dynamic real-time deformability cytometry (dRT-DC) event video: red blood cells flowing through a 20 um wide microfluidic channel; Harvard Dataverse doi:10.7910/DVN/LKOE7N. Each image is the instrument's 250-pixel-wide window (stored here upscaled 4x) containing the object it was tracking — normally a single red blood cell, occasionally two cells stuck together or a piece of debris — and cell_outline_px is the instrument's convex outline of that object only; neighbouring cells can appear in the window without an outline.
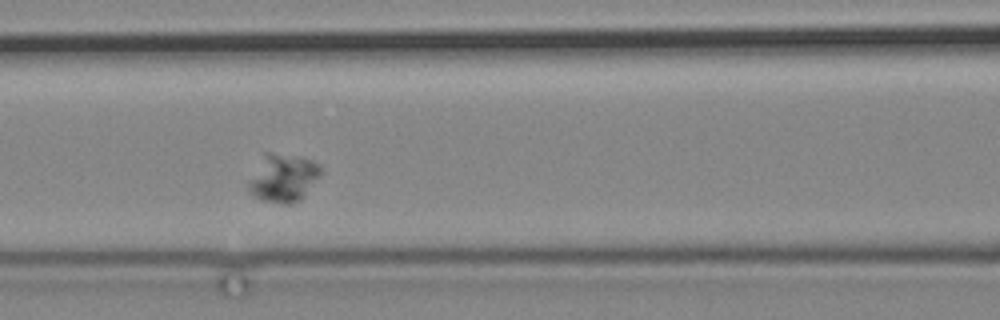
{"species": "common noctule bat (a hibernating species)", "species_latin": "Nyctalus noctula", "temperature_condition": "cold", "stored_images_in_passage": 9, "segment_of_instrument_passage": [1, 2], "camera_frame_rate_fps": 3000, "um_per_image_px": 0.085, "animal": {"sex": "male", "body_mass_g": 19.2, "forearm_length_mm": 51.8}, "frame": {"image": 1, "passage_image": 6, "time_ms": 5.667, "image_size_px": [1000, 320], "cell_outline_px": [[320, 176], [304, 196], [300, 200], [292, 204], [280, 204], [260, 200], [248, 188], [248, 184], [264, 152], [272, 152], [300, 156], [312, 160], [320, 164]], "centroid_in_image_um": [24.1, 15.12], "position_along_channel_um": 142.5, "area_um2": 20.17}}
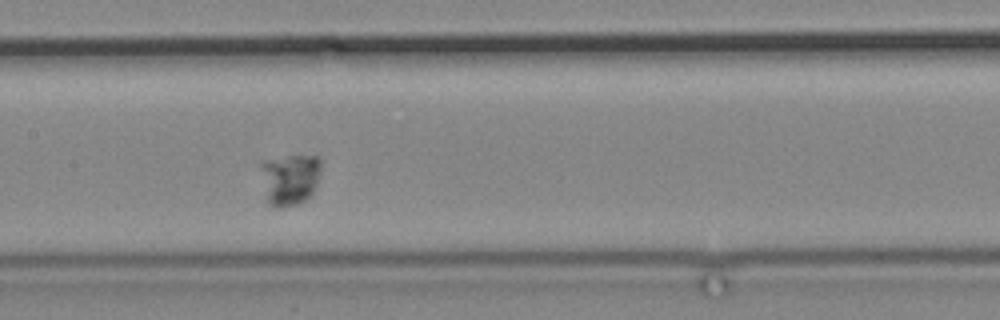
{"frame": {"image": 2, "passage_image": 7, "time_ms": 7.0, "image_size_px": [1000, 320], "cell_outline_px": [[320, 168], [316, 188], [312, 196], [308, 200], [300, 204], [284, 208], [272, 208], [268, 204], [260, 164], [260, 160], [288, 156], [316, 156], [320, 160]], "centroid_in_image_um": [24.64, 15.27], "position_along_channel_um": 182.8, "area_um2": 18.44}}
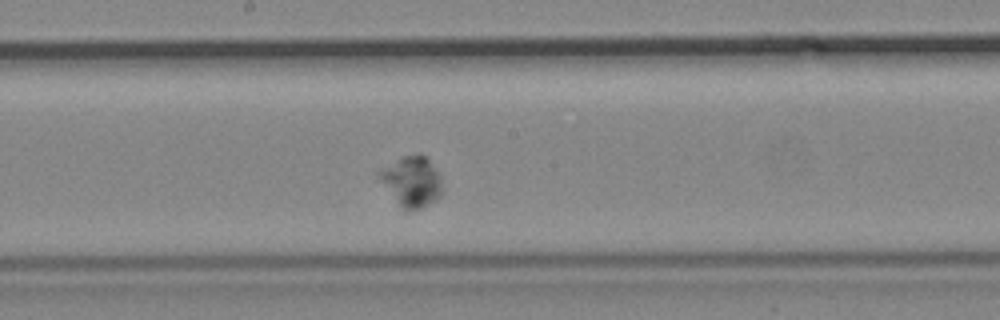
{"frame": {"image": 3, "passage_image": 8, "time_ms": 8.0, "image_size_px": [1000, 320], "cell_outline_px": [[440, 196], [436, 200], [412, 212], [408, 212], [400, 208], [380, 180], [376, 172], [404, 156], [424, 156], [428, 160], [440, 176]], "centroid_in_image_um": [34.96, 15.49], "position_along_channel_um": 213.2, "area_um2": 17.98}}